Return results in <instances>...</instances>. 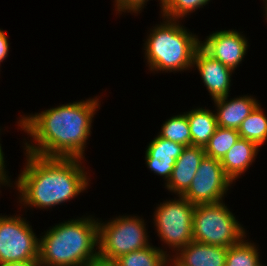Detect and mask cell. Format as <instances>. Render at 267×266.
<instances>
[{"mask_svg":"<svg viewBox=\"0 0 267 266\" xmlns=\"http://www.w3.org/2000/svg\"><path fill=\"white\" fill-rule=\"evenodd\" d=\"M98 106L96 97L21 117L17 123L35 143H25L26 152L44 157L83 159Z\"/></svg>","mask_w":267,"mask_h":266,"instance_id":"obj_1","label":"cell"},{"mask_svg":"<svg viewBox=\"0 0 267 266\" xmlns=\"http://www.w3.org/2000/svg\"><path fill=\"white\" fill-rule=\"evenodd\" d=\"M25 154V168L15 181L24 206L48 209L70 201L88 187L90 179L82 159Z\"/></svg>","mask_w":267,"mask_h":266,"instance_id":"obj_2","label":"cell"},{"mask_svg":"<svg viewBox=\"0 0 267 266\" xmlns=\"http://www.w3.org/2000/svg\"><path fill=\"white\" fill-rule=\"evenodd\" d=\"M98 222L88 216L47 230L39 240V265L87 266L97 259Z\"/></svg>","mask_w":267,"mask_h":266,"instance_id":"obj_3","label":"cell"},{"mask_svg":"<svg viewBox=\"0 0 267 266\" xmlns=\"http://www.w3.org/2000/svg\"><path fill=\"white\" fill-rule=\"evenodd\" d=\"M163 19L166 20L153 27L145 41V57L150 71L181 72L192 68L194 55L200 47L199 39L178 20Z\"/></svg>","mask_w":267,"mask_h":266,"instance_id":"obj_4","label":"cell"},{"mask_svg":"<svg viewBox=\"0 0 267 266\" xmlns=\"http://www.w3.org/2000/svg\"><path fill=\"white\" fill-rule=\"evenodd\" d=\"M224 202L198 204L193 211V241L228 248L246 235Z\"/></svg>","mask_w":267,"mask_h":266,"instance_id":"obj_5","label":"cell"},{"mask_svg":"<svg viewBox=\"0 0 267 266\" xmlns=\"http://www.w3.org/2000/svg\"><path fill=\"white\" fill-rule=\"evenodd\" d=\"M98 222V258L114 261L118 257L148 247L142 218L119 216L107 223Z\"/></svg>","mask_w":267,"mask_h":266,"instance_id":"obj_6","label":"cell"},{"mask_svg":"<svg viewBox=\"0 0 267 266\" xmlns=\"http://www.w3.org/2000/svg\"><path fill=\"white\" fill-rule=\"evenodd\" d=\"M178 197L161 203L154 212L157 235L174 251L193 241V211L196 206L183 196Z\"/></svg>","mask_w":267,"mask_h":266,"instance_id":"obj_7","label":"cell"},{"mask_svg":"<svg viewBox=\"0 0 267 266\" xmlns=\"http://www.w3.org/2000/svg\"><path fill=\"white\" fill-rule=\"evenodd\" d=\"M21 216L0 215V265L12 261H39V238Z\"/></svg>","mask_w":267,"mask_h":266,"instance_id":"obj_8","label":"cell"},{"mask_svg":"<svg viewBox=\"0 0 267 266\" xmlns=\"http://www.w3.org/2000/svg\"><path fill=\"white\" fill-rule=\"evenodd\" d=\"M231 184L232 180L225 174L220 160L205 155L190 187L182 196L195 205L216 204L223 202Z\"/></svg>","mask_w":267,"mask_h":266,"instance_id":"obj_9","label":"cell"},{"mask_svg":"<svg viewBox=\"0 0 267 266\" xmlns=\"http://www.w3.org/2000/svg\"><path fill=\"white\" fill-rule=\"evenodd\" d=\"M205 40L203 43L200 41V47L233 71L245 57L248 48L245 36L234 29L216 31L207 36Z\"/></svg>","mask_w":267,"mask_h":266,"instance_id":"obj_10","label":"cell"},{"mask_svg":"<svg viewBox=\"0 0 267 266\" xmlns=\"http://www.w3.org/2000/svg\"><path fill=\"white\" fill-rule=\"evenodd\" d=\"M192 66L198 69L212 100L229 96L232 69L208 55L201 47L194 55Z\"/></svg>","mask_w":267,"mask_h":266,"instance_id":"obj_11","label":"cell"},{"mask_svg":"<svg viewBox=\"0 0 267 266\" xmlns=\"http://www.w3.org/2000/svg\"><path fill=\"white\" fill-rule=\"evenodd\" d=\"M185 147L183 144H178L159 136L155 137L149 143L145 152L147 167L157 175L164 176L167 183L176 160L180 157Z\"/></svg>","mask_w":267,"mask_h":266,"instance_id":"obj_12","label":"cell"},{"mask_svg":"<svg viewBox=\"0 0 267 266\" xmlns=\"http://www.w3.org/2000/svg\"><path fill=\"white\" fill-rule=\"evenodd\" d=\"M205 155L204 147L186 146L176 160L170 179L165 183L167 189L182 196L190 187Z\"/></svg>","mask_w":267,"mask_h":266,"instance_id":"obj_13","label":"cell"},{"mask_svg":"<svg viewBox=\"0 0 267 266\" xmlns=\"http://www.w3.org/2000/svg\"><path fill=\"white\" fill-rule=\"evenodd\" d=\"M228 248L189 242L173 259L177 266H226Z\"/></svg>","mask_w":267,"mask_h":266,"instance_id":"obj_14","label":"cell"},{"mask_svg":"<svg viewBox=\"0 0 267 266\" xmlns=\"http://www.w3.org/2000/svg\"><path fill=\"white\" fill-rule=\"evenodd\" d=\"M213 101L217 108L215 114L218 126L235 130L239 129L242 121L259 105L255 98L247 95L230 100L225 96Z\"/></svg>","mask_w":267,"mask_h":266,"instance_id":"obj_15","label":"cell"},{"mask_svg":"<svg viewBox=\"0 0 267 266\" xmlns=\"http://www.w3.org/2000/svg\"><path fill=\"white\" fill-rule=\"evenodd\" d=\"M258 151L259 146L256 143L241 137L230 148L220 162L225 174L232 182L249 168Z\"/></svg>","mask_w":267,"mask_h":266,"instance_id":"obj_16","label":"cell"},{"mask_svg":"<svg viewBox=\"0 0 267 266\" xmlns=\"http://www.w3.org/2000/svg\"><path fill=\"white\" fill-rule=\"evenodd\" d=\"M187 119L191 146L205 147L218 127L216 114L209 109L197 108L187 112Z\"/></svg>","mask_w":267,"mask_h":266,"instance_id":"obj_17","label":"cell"},{"mask_svg":"<svg viewBox=\"0 0 267 266\" xmlns=\"http://www.w3.org/2000/svg\"><path fill=\"white\" fill-rule=\"evenodd\" d=\"M166 252L149 245L146 248L124 254L113 262L116 266H167L170 257Z\"/></svg>","mask_w":267,"mask_h":266,"instance_id":"obj_18","label":"cell"},{"mask_svg":"<svg viewBox=\"0 0 267 266\" xmlns=\"http://www.w3.org/2000/svg\"><path fill=\"white\" fill-rule=\"evenodd\" d=\"M238 133L241 138L256 143L259 147L267 140V117L258 105L254 111L246 117L239 129Z\"/></svg>","mask_w":267,"mask_h":266,"instance_id":"obj_19","label":"cell"},{"mask_svg":"<svg viewBox=\"0 0 267 266\" xmlns=\"http://www.w3.org/2000/svg\"><path fill=\"white\" fill-rule=\"evenodd\" d=\"M239 138L238 130L218 126L204 147L206 156L221 160Z\"/></svg>","mask_w":267,"mask_h":266,"instance_id":"obj_20","label":"cell"},{"mask_svg":"<svg viewBox=\"0 0 267 266\" xmlns=\"http://www.w3.org/2000/svg\"><path fill=\"white\" fill-rule=\"evenodd\" d=\"M254 243L242 239L228 247L226 266H264L259 261V252Z\"/></svg>","mask_w":267,"mask_h":266,"instance_id":"obj_21","label":"cell"},{"mask_svg":"<svg viewBox=\"0 0 267 266\" xmlns=\"http://www.w3.org/2000/svg\"><path fill=\"white\" fill-rule=\"evenodd\" d=\"M158 136L184 146H191V132L187 112L173 116L165 121Z\"/></svg>","mask_w":267,"mask_h":266,"instance_id":"obj_22","label":"cell"},{"mask_svg":"<svg viewBox=\"0 0 267 266\" xmlns=\"http://www.w3.org/2000/svg\"><path fill=\"white\" fill-rule=\"evenodd\" d=\"M210 0H163L162 17L178 20L192 13L195 9L208 4ZM194 10V11H193Z\"/></svg>","mask_w":267,"mask_h":266,"instance_id":"obj_23","label":"cell"},{"mask_svg":"<svg viewBox=\"0 0 267 266\" xmlns=\"http://www.w3.org/2000/svg\"><path fill=\"white\" fill-rule=\"evenodd\" d=\"M147 1L149 0H115L116 11H119L118 13L126 11H130V13H138L144 8ZM160 1L159 4H161L160 7L162 8L163 0Z\"/></svg>","mask_w":267,"mask_h":266,"instance_id":"obj_24","label":"cell"},{"mask_svg":"<svg viewBox=\"0 0 267 266\" xmlns=\"http://www.w3.org/2000/svg\"><path fill=\"white\" fill-rule=\"evenodd\" d=\"M6 33L0 29V63L8 56L9 42Z\"/></svg>","mask_w":267,"mask_h":266,"instance_id":"obj_25","label":"cell"},{"mask_svg":"<svg viewBox=\"0 0 267 266\" xmlns=\"http://www.w3.org/2000/svg\"><path fill=\"white\" fill-rule=\"evenodd\" d=\"M0 266H40L39 261H12Z\"/></svg>","mask_w":267,"mask_h":266,"instance_id":"obj_26","label":"cell"},{"mask_svg":"<svg viewBox=\"0 0 267 266\" xmlns=\"http://www.w3.org/2000/svg\"><path fill=\"white\" fill-rule=\"evenodd\" d=\"M87 266H116V264L113 261H107L101 258H97L91 261Z\"/></svg>","mask_w":267,"mask_h":266,"instance_id":"obj_27","label":"cell"},{"mask_svg":"<svg viewBox=\"0 0 267 266\" xmlns=\"http://www.w3.org/2000/svg\"><path fill=\"white\" fill-rule=\"evenodd\" d=\"M5 161H4V153L2 151V146L0 143V178H8L7 172L5 171Z\"/></svg>","mask_w":267,"mask_h":266,"instance_id":"obj_28","label":"cell"},{"mask_svg":"<svg viewBox=\"0 0 267 266\" xmlns=\"http://www.w3.org/2000/svg\"><path fill=\"white\" fill-rule=\"evenodd\" d=\"M10 180H9V178H0V185L1 184H4V186L5 185H9L10 186V182H9Z\"/></svg>","mask_w":267,"mask_h":266,"instance_id":"obj_29","label":"cell"},{"mask_svg":"<svg viewBox=\"0 0 267 266\" xmlns=\"http://www.w3.org/2000/svg\"><path fill=\"white\" fill-rule=\"evenodd\" d=\"M263 1H265V4H266V5H265V6H266V7H265V13H266V14H265V15H266V17H267V0H263ZM266 20H267V18H266Z\"/></svg>","mask_w":267,"mask_h":266,"instance_id":"obj_30","label":"cell"},{"mask_svg":"<svg viewBox=\"0 0 267 266\" xmlns=\"http://www.w3.org/2000/svg\"><path fill=\"white\" fill-rule=\"evenodd\" d=\"M170 261H171V263H170ZM169 264H170V266L172 265V266H177L171 259L169 260Z\"/></svg>","mask_w":267,"mask_h":266,"instance_id":"obj_31","label":"cell"}]
</instances>
